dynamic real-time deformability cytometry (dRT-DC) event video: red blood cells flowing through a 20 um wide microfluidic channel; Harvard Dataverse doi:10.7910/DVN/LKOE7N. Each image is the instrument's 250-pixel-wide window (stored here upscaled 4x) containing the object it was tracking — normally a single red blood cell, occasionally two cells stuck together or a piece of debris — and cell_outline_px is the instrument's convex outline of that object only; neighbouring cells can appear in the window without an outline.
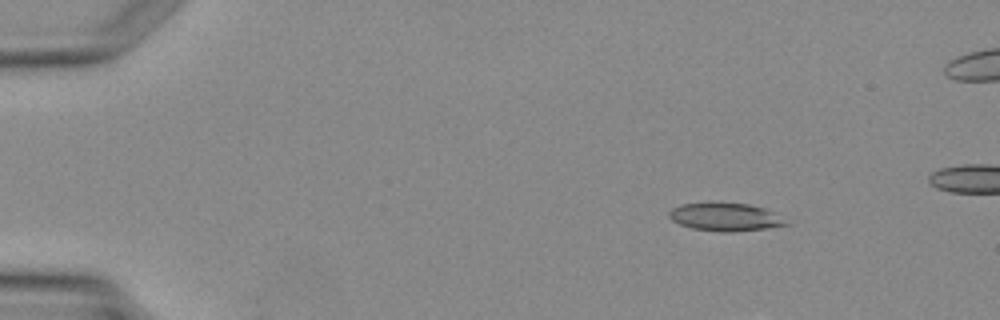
{"species": "Egyptian fruit bat (a non-hibernating species)", "species_latin": "Rousettus aegyptiacus", "temperature_condition": "warm", "stored_images_in_passage": 5, "camera_frame_rate_fps": 3000, "um_per_image_px": 0.085, "animal": {"sex": "female"}, "frame": {"image": 1, "passage_image": 2, "time_ms": 1.333, "image_size_px": [1000, 320], "cell_outline_px": [[792, 224], [768, 228], [732, 232], [720, 232], [692, 228], [680, 224], [672, 220], [668, 216], [668, 212], [672, 208], [680, 204], [712, 200], [748, 204], [764, 208], [772, 212]], "centroid_in_image_um": [61.6, 18.41], "position_along_channel_um": 23.4, "area_um2": 19.71}}
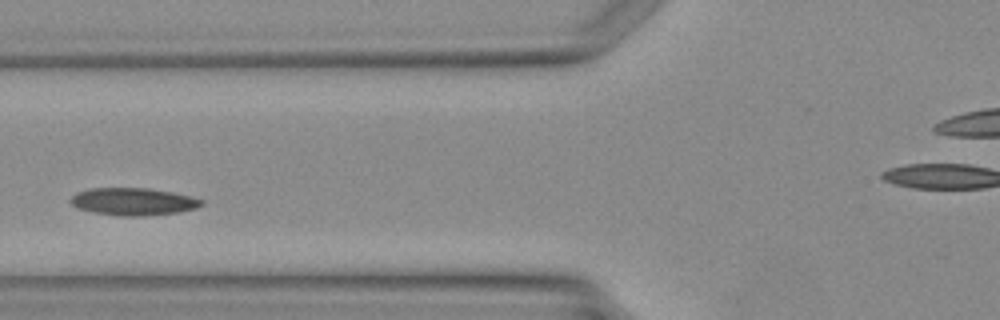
{"frame": {"image": 2, "passage_image": 5, "time_ms": 5.667, "image_size_px": [1000, 320], "cell_outline_px": [[204, 204], [196, 208], [180, 212], [144, 216], [120, 216], [92, 212], [76, 208], [68, 200], [76, 192], [88, 188], [148, 188], [172, 192], [204, 200]], "centroid_in_image_um": [11.29, 17.14], "position_along_channel_um": 114.5, "area_um2": 21.1}}